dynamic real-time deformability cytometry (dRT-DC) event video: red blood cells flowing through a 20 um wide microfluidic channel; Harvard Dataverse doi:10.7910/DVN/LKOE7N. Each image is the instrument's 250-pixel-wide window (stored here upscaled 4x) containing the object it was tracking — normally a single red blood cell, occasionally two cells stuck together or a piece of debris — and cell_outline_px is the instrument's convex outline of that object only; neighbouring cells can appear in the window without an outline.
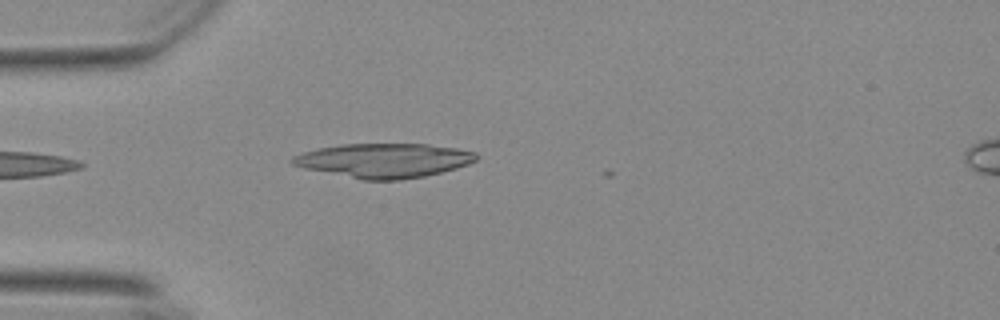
{"species": "Egyptian fruit bat (a non-hibernating species)", "species_latin": "Rousettus aegyptiacus", "temperature_condition": "warm", "stored_images_in_passage": 10, "camera_frame_rate_fps": 3000, "um_per_image_px": 0.085, "animal": {"sex": "female"}, "frame": {"image": 1, "passage_image": 9, "time_ms": 2.667, "image_size_px": [1000, 320], "cell_outline_px": [[476, 160], [468, 164], [456, 168], [424, 176], [400, 180], [364, 180], [304, 168], [292, 164], [288, 160], [292, 156], [304, 152], [320, 148], [340, 144], [428, 144], [456, 148], [476, 152]], "centroid_in_image_um": [32.61, 13.64], "position_along_channel_um": 52.4, "area_um2": 36.59}}